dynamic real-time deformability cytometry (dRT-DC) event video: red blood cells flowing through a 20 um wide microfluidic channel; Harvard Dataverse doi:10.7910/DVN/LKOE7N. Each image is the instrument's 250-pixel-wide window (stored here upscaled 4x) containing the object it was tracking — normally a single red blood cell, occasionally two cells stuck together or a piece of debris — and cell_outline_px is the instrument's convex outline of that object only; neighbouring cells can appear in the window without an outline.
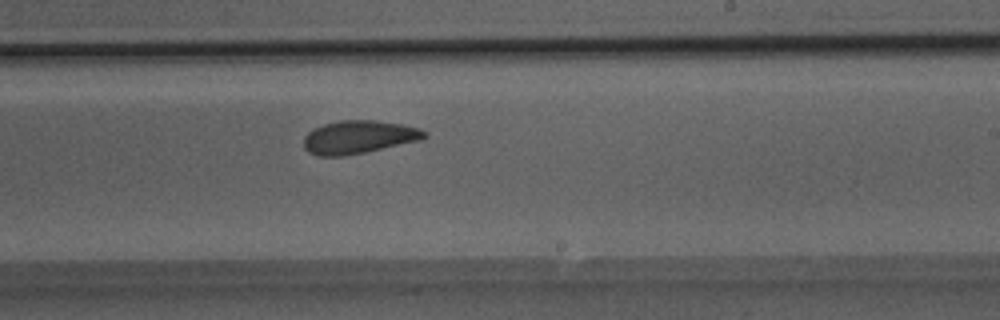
{"species": "Egyptian fruit bat (a non-hibernating species)", "species_latin": "Rousettus aegyptiacus", "temperature_condition": "room temperature", "stored_images_in_passage": 29, "camera_frame_rate_fps": 3000, "um_per_image_px": 0.085, "animal": {"sex": "male"}, "frame": {"image": 1, "passage_image": 15, "time_ms": 4.667, "image_size_px": [1000, 320], "cell_outline_px": [[428, 136], [420, 140], [364, 152], [340, 156], [320, 156], [308, 152], [304, 148], [304, 136], [308, 132], [324, 124], [340, 120], [376, 120], [400, 124], [420, 128], [428, 132]], "centroid_in_image_um": [30.5, 11.64], "position_along_channel_um": 258.5, "area_um2": 23.12}}
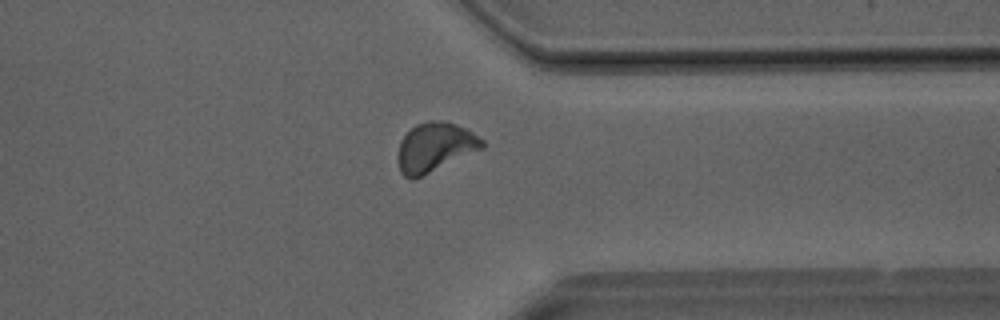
{"frame": {"image": 2, "passage_image": 22, "time_ms": 7.0, "image_size_px": [1000, 320], "cell_outline_px": [[484, 148], [412, 180], [404, 176], [400, 172], [396, 160], [396, 156], [400, 140], [416, 124], [428, 120], [444, 120], [456, 124], [472, 132], [484, 140]], "centroid_in_image_um": [36.93, 12.51], "position_along_channel_um": 374.5, "area_um2": 24.28}}
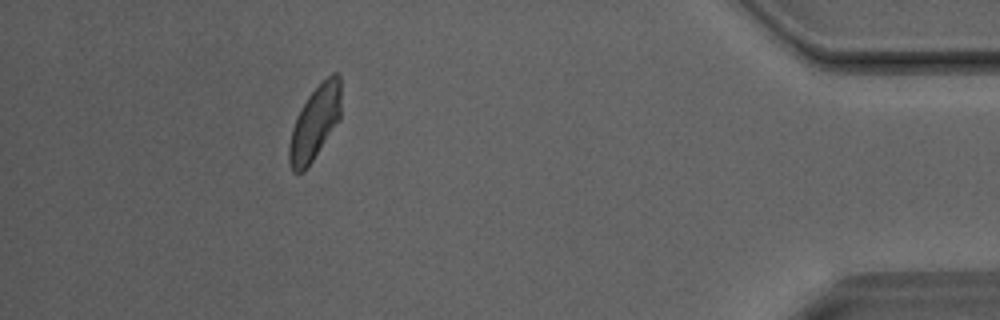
{"frame": {"image": 3, "passage_image": 27, "time_ms": 8.667, "image_size_px": [1000, 320], "cell_outline_px": [[340, 120], [304, 172], [292, 172], [288, 160], [288, 144], [292, 128], [296, 116], [300, 108], [308, 96], [332, 72], [340, 72]], "centroid_in_image_um": [26.75, 10.46], "position_along_channel_um": 408.5, "area_um2": 22.37}}